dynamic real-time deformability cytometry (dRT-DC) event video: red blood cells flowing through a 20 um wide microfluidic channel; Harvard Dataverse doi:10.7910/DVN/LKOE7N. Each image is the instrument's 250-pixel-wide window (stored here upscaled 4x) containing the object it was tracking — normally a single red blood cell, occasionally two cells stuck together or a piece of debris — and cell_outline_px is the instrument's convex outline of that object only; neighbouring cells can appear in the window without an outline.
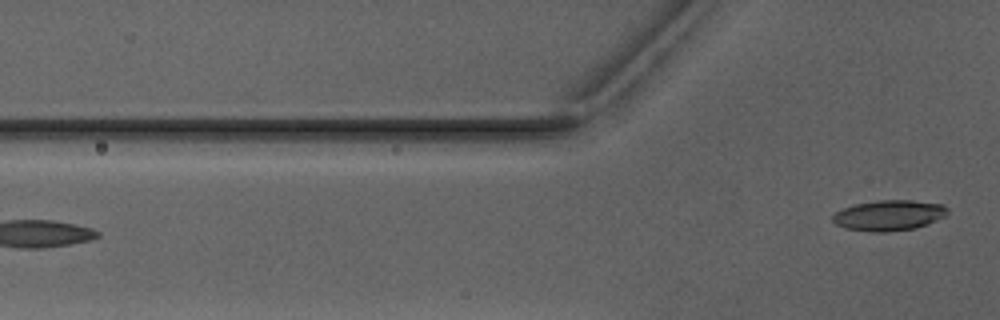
{"species": "Egyptian fruit bat (a non-hibernating species)", "species_latin": "Rousettus aegyptiacus", "temperature_condition": "warm", "stored_images_in_passage": 6, "camera_frame_rate_fps": 3000, "um_per_image_px": 0.085, "animal": {"sex": "male"}, "frame": {"image": 1, "passage_image": 6, "time_ms": 6.667, "image_size_px": [1000, 320], "cell_outline_px": [[948, 212], [944, 216], [928, 224], [916, 228], [888, 232], [868, 232], [844, 228], [836, 224], [832, 220], [832, 216], [836, 212], [844, 208], [856, 204], [876, 200], [912, 200], [944, 204], [948, 208]], "centroid_in_image_um": [75.57, 18.31], "position_along_channel_um": 50.2, "area_um2": 20.58}}